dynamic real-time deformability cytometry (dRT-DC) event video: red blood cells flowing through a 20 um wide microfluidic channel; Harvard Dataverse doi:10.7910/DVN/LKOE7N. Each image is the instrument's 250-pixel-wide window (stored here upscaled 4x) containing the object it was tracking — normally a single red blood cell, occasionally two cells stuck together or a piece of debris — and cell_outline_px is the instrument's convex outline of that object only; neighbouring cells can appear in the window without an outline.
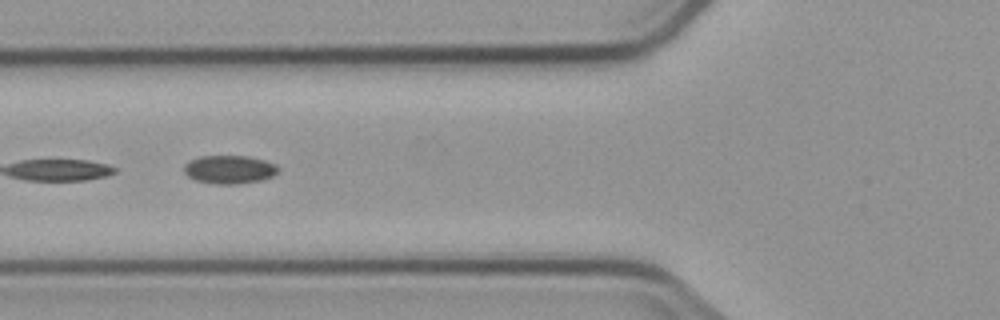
{"species": "common noctule bat (a hibernating species)", "species_latin": "Nyctalus noctula", "temperature_condition": "cold", "stored_images_in_passage": 9, "camera_frame_rate_fps": 3000, "um_per_image_px": 0.085, "animal": {"sex": "male", "body_mass_g": 23.1, "forearm_length_mm": 52.7}, "frame": {"image": 1, "passage_image": 6, "time_ms": 6.667, "image_size_px": [1000, 320], "cell_outline_px": [[280, 172], [272, 176], [260, 180], [236, 184], [216, 184], [196, 180], [188, 176], [184, 172], [184, 164], [200, 156], [248, 156], [264, 160], [276, 164], [280, 168]], "centroid_in_image_um": [19.53, 14.4], "position_along_channel_um": 106.3, "area_um2": 15.55}}
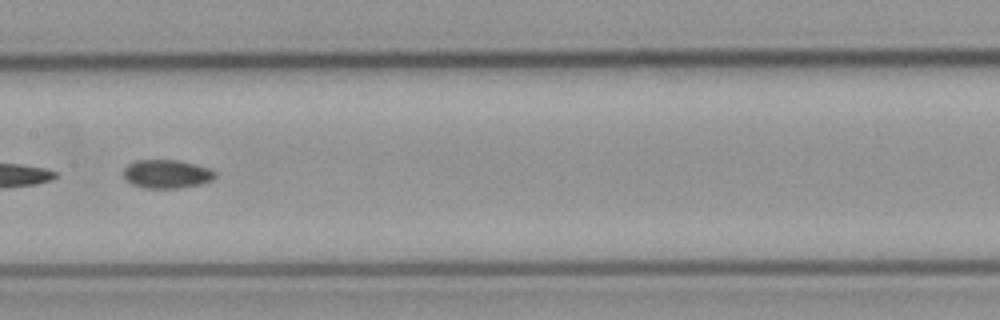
{"frame": {"image": 2, "passage_image": 8, "time_ms": 9.0, "image_size_px": [1000, 320], "cell_outline_px": [[216, 176], [212, 180], [200, 184], [180, 188], [144, 188], [132, 184], [124, 180], [124, 168], [128, 164], [136, 160], [180, 160], [196, 164], [208, 168], [216, 172]], "centroid_in_image_um": [14.16, 14.79], "position_along_channel_um": 193.2, "area_um2": 15.37}}
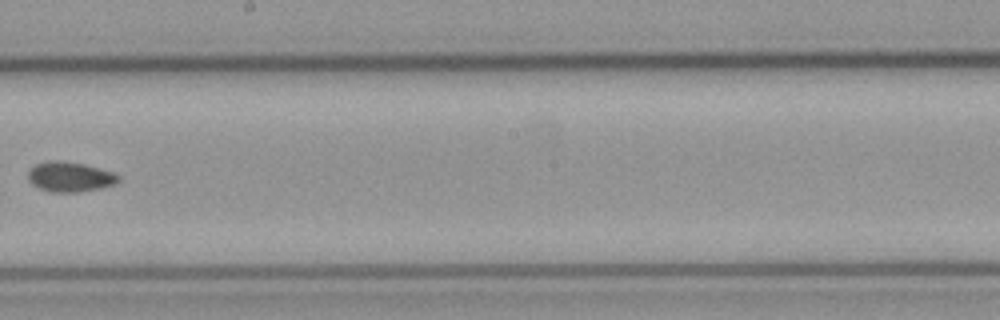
{"frame": {"image": 3, "passage_image": 9, "time_ms": 10.333, "image_size_px": [1000, 320], "cell_outline_px": [[120, 180], [116, 184], [100, 188], [76, 192], [52, 192], [40, 188], [32, 184], [28, 180], [28, 172], [36, 164], [48, 160], [60, 160], [84, 164], [112, 172], [120, 176]], "centroid_in_image_um": [5.95, 15.02], "position_along_channel_um": 242.3, "area_um2": 15.72}}